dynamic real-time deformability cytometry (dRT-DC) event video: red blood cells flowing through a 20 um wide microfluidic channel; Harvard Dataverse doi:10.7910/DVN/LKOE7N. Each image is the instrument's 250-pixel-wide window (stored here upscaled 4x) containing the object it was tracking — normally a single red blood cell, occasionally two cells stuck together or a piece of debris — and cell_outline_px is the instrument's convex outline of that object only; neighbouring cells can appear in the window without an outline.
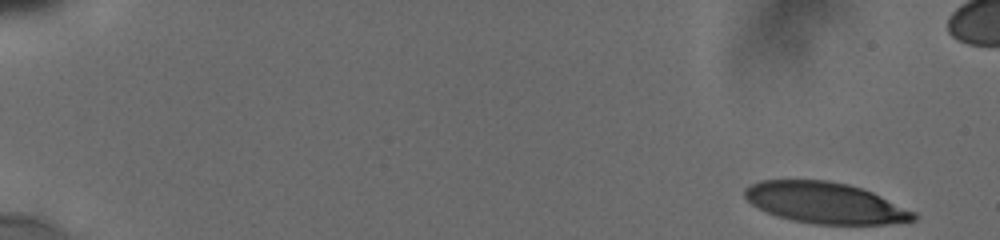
{"species": "human", "species_latin": "Homo sapiens", "temperature_condition": "cold", "stored_images_in_passage": 34, "camera_frame_rate_fps": 3000, "um_per_image_px": 0.085, "donor": {"sex": "male"}, "frame": {"image": 1, "passage_image": 1, "time_ms": 0.0, "image_size_px": [1000, 240], "cell_outline_px": [[916, 220], [888, 224], [816, 224], [792, 220], [768, 212], [752, 204], [744, 196], [744, 188], [760, 180], [828, 180], [848, 184], [872, 192], [916, 212]], "centroid_in_image_um": [70.16, 17.24], "position_along_channel_um": 14.8, "area_um2": 40.17}}
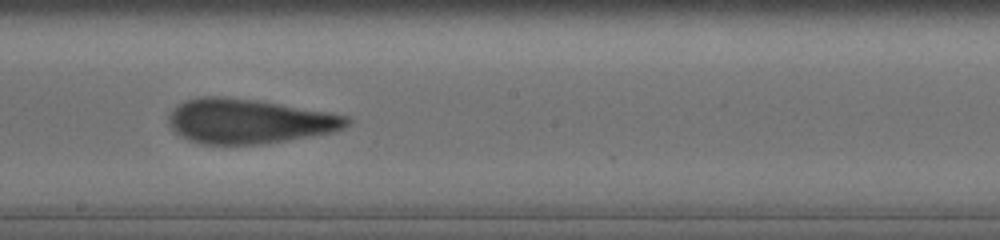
{"frame": {"image": 2, "passage_image": 25, "time_ms": 10.0, "image_size_px": [1000, 240], "cell_outline_px": [[352, 120], [344, 128], [336, 132], [260, 144], [200, 144], [188, 140], [180, 136], [168, 124], [168, 116], [184, 100], [200, 96], [216, 96], [256, 100], [328, 112], [348, 116]], "centroid_in_image_um": [21.16, 10.31], "position_along_channel_um": 227.0, "area_um2": 46.18}}
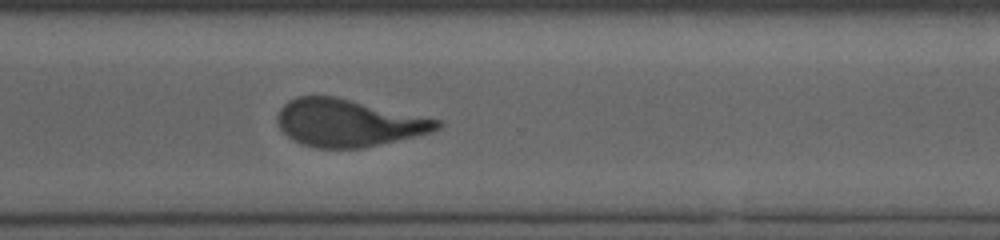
{"frame": {"image": 3, "passage_image": 34, "time_ms": 13.0, "image_size_px": [1000, 240], "cell_outline_px": [[444, 124], [440, 128], [432, 132], [360, 148], [316, 148], [304, 144], [288, 136], [280, 128], [276, 116], [280, 108], [288, 100], [296, 96], [336, 96], [440, 120]], "centroid_in_image_um": [29.59, 10.43], "position_along_channel_um": 341.0, "area_um2": 43.7}}